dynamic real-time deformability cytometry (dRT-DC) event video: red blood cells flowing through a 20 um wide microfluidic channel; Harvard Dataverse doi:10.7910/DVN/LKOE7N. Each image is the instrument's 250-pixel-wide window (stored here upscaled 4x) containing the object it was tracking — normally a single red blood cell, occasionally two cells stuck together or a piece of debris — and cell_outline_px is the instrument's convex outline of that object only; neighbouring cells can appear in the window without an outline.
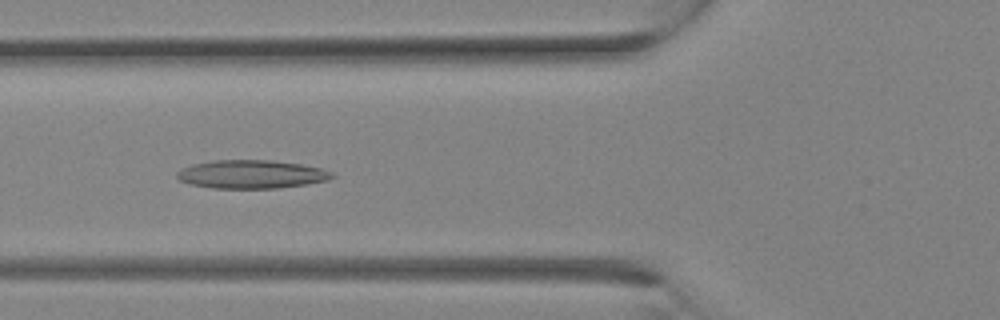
{"species": "Egyptian fruit bat (a non-hibernating species)", "species_latin": "Rousettus aegyptiacus", "temperature_condition": "room temperature", "stored_images_in_passage": 18, "camera_frame_rate_fps": 3000, "um_per_image_px": 0.085, "animal": {"sex": "female"}, "frame": {"image": 1, "passage_image": 11, "time_ms": 3.333, "image_size_px": [1000, 320], "cell_outline_px": [[336, 176], [328, 180], [308, 184], [276, 188], [212, 188], [192, 184], [180, 180], [176, 176], [176, 172], [192, 164], [212, 160], [272, 160], [300, 164], [320, 168], [332, 172]], "centroid_in_image_um": [21.39, 14.81], "position_along_channel_um": 104.4, "area_um2": 25.61}}
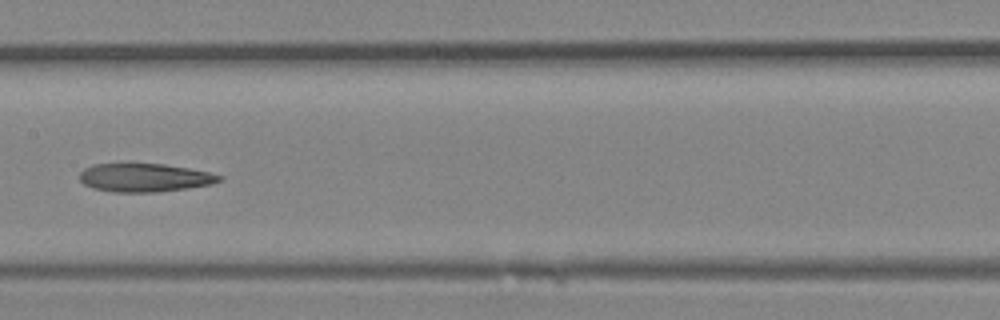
{"frame": {"image": 2, "passage_image": 15, "time_ms": 4.667, "image_size_px": [1000, 320], "cell_outline_px": [[224, 176], [220, 180], [212, 184], [188, 188], [156, 192], [112, 192], [92, 188], [84, 184], [80, 180], [80, 172], [84, 168], [92, 164], [128, 160], [164, 164], [188, 168], [208, 172]], "centroid_in_image_um": [12.21, 15.05], "position_along_channel_um": 195.2, "area_um2": 24.1}}
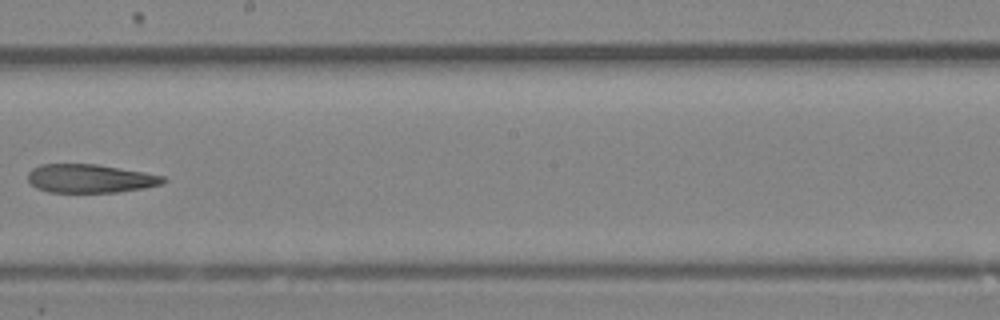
{"frame": {"image": 3, "passage_image": 17, "time_ms": 5.333, "image_size_px": [1000, 320], "cell_outline_px": [[168, 180], [160, 184], [144, 188], [116, 192], [48, 192], [36, 188], [28, 180], [28, 172], [32, 168], [40, 164], [96, 164], [144, 172], [164, 176]], "centroid_in_image_um": [7.64, 15.17], "position_along_channel_um": 240.6, "area_um2": 22.48}}